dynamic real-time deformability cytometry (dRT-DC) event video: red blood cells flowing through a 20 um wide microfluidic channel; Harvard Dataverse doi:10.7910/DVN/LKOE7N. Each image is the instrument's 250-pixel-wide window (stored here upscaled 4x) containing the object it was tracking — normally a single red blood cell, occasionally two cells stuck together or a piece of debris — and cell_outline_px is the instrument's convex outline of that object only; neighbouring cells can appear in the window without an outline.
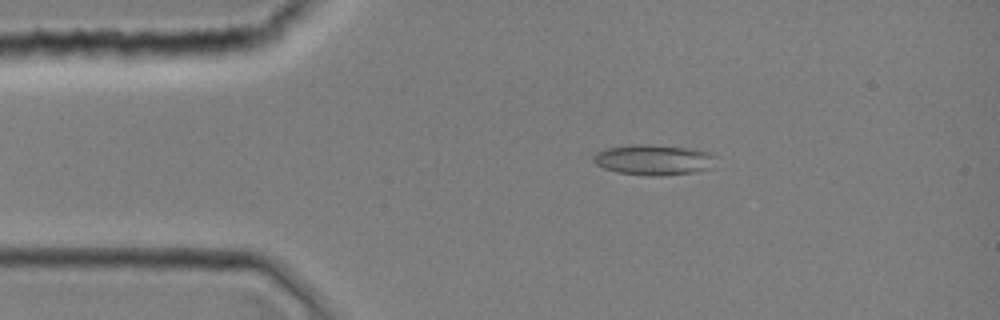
{"species": "common noctule bat (a hibernating species)", "species_latin": "Nyctalus noctula", "temperature_condition": "room temperature", "stored_images_in_passage": 1, "camera_frame_rate_fps": 3000, "um_per_image_px": 0.085, "animal": {"sex": "female", "body_mass_g": 19.0, "forearm_length_mm": 51.5}, "frame": {"image": 1, "passage_image": 1, "time_ms": 0.0, "image_size_px": [1000, 320], "cell_outline_px": [[716, 156], [712, 168], [692, 172], [660, 176], [652, 176], [616, 172], [604, 168], [596, 164], [592, 160], [592, 156], [596, 152], [604, 148], [632, 144], [648, 144], [688, 148], [708, 152]], "centroid_in_image_um": [55.52, 13.58], "position_along_channel_um": 29.5, "area_um2": 21.85}}